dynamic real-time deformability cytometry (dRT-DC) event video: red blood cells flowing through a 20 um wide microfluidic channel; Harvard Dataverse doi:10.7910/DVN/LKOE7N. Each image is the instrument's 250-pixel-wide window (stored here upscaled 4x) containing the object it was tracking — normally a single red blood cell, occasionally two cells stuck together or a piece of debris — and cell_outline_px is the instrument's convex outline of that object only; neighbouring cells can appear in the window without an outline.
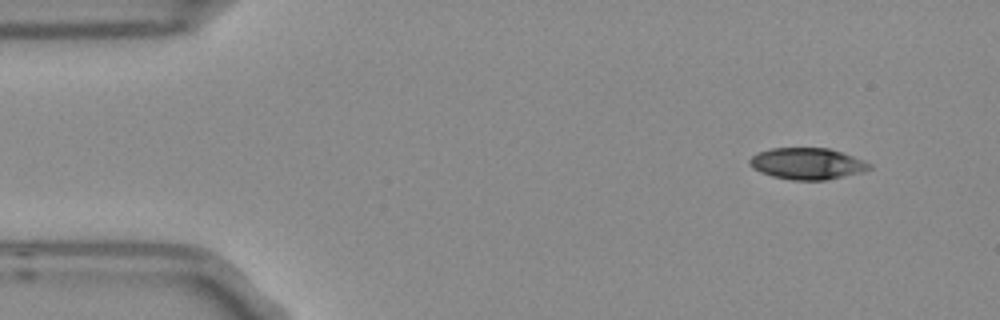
{"species": "Egyptian fruit bat (a non-hibernating species)", "species_latin": "Rousettus aegyptiacus", "temperature_condition": "room temperature", "stored_images_in_passage": 5, "camera_frame_rate_fps": 3000, "um_per_image_px": 0.085, "frame": {"image": 1, "passage_image": 1, "time_ms": 0.0, "image_size_px": [1000, 320], "cell_outline_px": [[872, 168], [864, 172], [824, 180], [792, 180], [772, 176], [760, 172], [752, 168], [748, 164], [748, 160], [752, 156], [760, 152], [772, 148], [828, 148], [864, 160], [872, 164]], "centroid_in_image_um": [68.61, 13.91], "position_along_channel_um": 16.4, "area_um2": 21.96}}
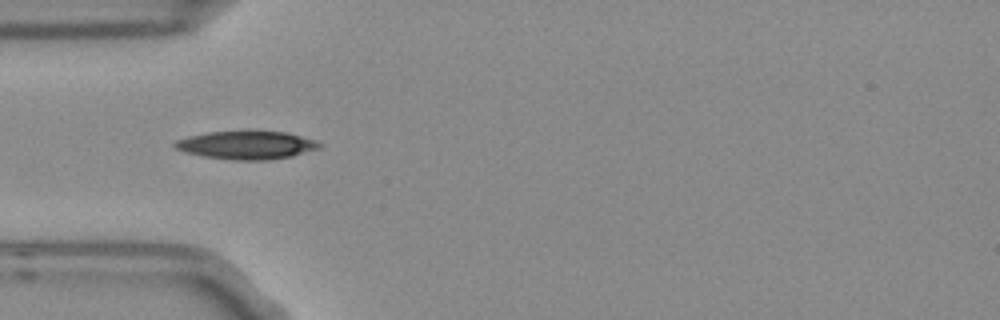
{"frame": {"image": 2, "passage_image": 4, "time_ms": 1.0, "image_size_px": [1000, 320], "cell_outline_px": [[324, 144], [320, 148], [292, 156], [268, 160], [236, 160], [204, 156], [188, 152], [176, 148], [172, 144], [176, 140], [188, 136], [208, 132], [284, 132], [316, 140]], "centroid_in_image_um": [20.99, 12.34], "position_along_channel_um": 64.0, "area_um2": 23.35}}
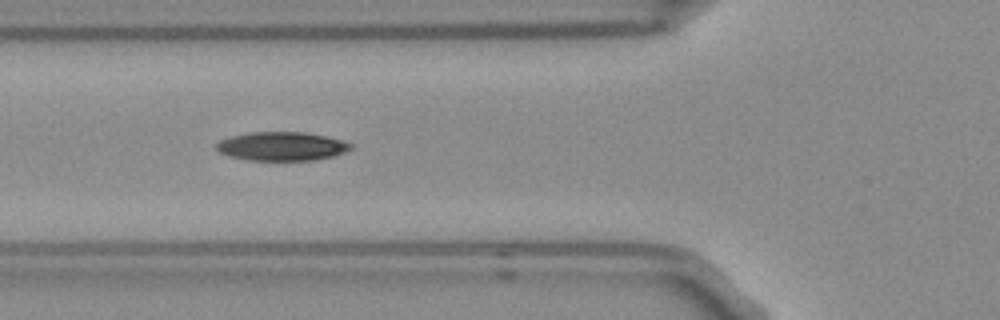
{"frame": {"image": 3, "passage_image": 5, "time_ms": 1.333, "image_size_px": [1000, 320], "cell_outline_px": [[352, 148], [344, 152], [332, 156], [316, 160], [248, 160], [228, 156], [220, 152], [216, 148], [216, 144], [220, 140], [232, 136], [252, 132], [304, 132], [328, 136], [344, 140], [352, 144]], "centroid_in_image_um": [23.97, 12.43], "position_along_channel_um": 101.8, "area_um2": 22.54}}